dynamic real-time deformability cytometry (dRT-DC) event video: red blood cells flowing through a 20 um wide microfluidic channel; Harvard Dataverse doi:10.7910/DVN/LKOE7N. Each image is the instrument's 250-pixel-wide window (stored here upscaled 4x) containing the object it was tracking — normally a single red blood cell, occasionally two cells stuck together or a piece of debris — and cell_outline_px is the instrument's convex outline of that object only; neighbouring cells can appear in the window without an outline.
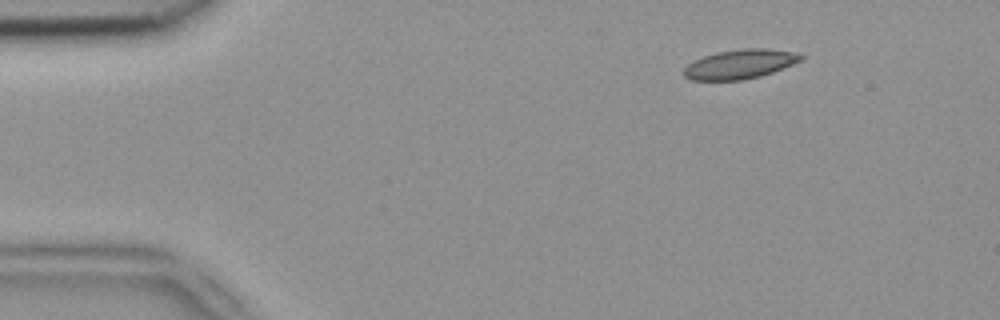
{"species": "common noctule bat (a hibernating species)", "species_latin": "Nyctalus noctula", "temperature_condition": "room temperature", "stored_images_in_passage": 5, "camera_frame_rate_fps": 3000, "um_per_image_px": 0.085, "animal": {"sex": "female", "body_mass_g": 18.4}, "frame": {"image": 1, "passage_image": 1, "time_ms": 0.0, "image_size_px": [1000, 320], "cell_outline_px": [[804, 56], [800, 60], [792, 64], [772, 72], [760, 76], [744, 80], [692, 80], [684, 76], [684, 68], [688, 64], [704, 56], [716, 52], [744, 48], [768, 48], [792, 52]], "centroid_in_image_um": [62.87, 5.45], "position_along_channel_um": 22.1, "area_um2": 19.77}}
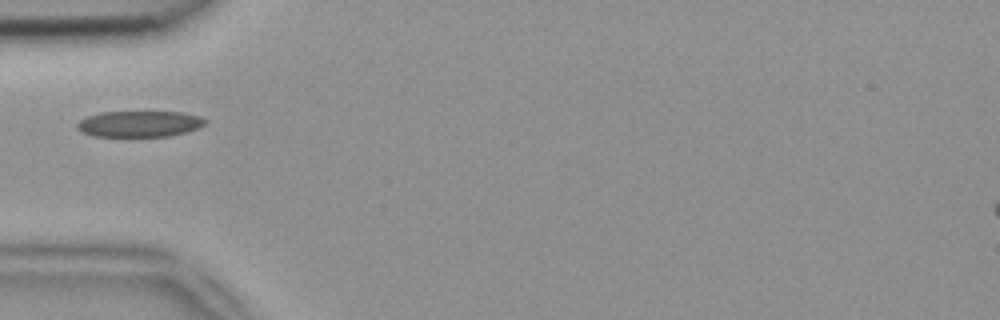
{"frame": {"image": 2, "passage_image": 4, "time_ms": 1.0, "image_size_px": [1000, 320], "cell_outline_px": [[208, 120], [200, 128], [168, 136], [92, 136], [76, 128], [76, 124], [80, 120], [88, 116], [100, 112], [180, 112], [200, 116]], "centroid_in_image_um": [11.86, 10.52], "position_along_channel_um": 73.1, "area_um2": 19.36}}